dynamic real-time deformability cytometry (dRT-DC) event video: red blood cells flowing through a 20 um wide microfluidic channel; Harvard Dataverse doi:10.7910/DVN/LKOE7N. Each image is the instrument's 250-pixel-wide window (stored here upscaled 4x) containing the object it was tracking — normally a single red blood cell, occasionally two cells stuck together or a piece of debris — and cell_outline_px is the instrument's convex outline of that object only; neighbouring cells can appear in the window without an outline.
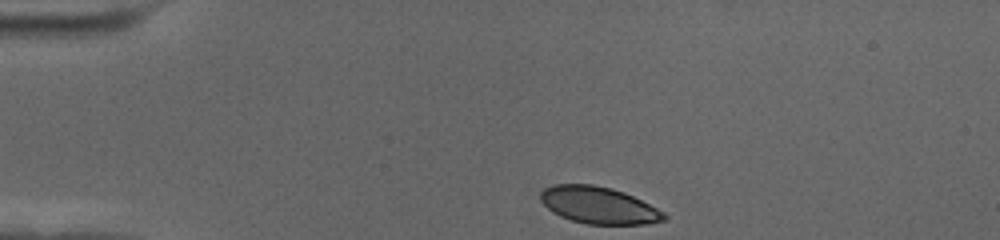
{"species": "human", "species_latin": "Homo sapiens", "temperature_condition": "cold", "stored_images_in_passage": 37, "camera_frame_rate_fps": 3000, "um_per_image_px": 0.085, "donor": {"sex": "female"}, "frame": {"image": 1, "passage_image": 1, "time_ms": 0.0, "image_size_px": [1000, 240], "cell_outline_px": [[668, 220], [644, 224], [588, 224], [572, 220], [560, 216], [552, 212], [540, 200], [540, 192], [544, 188], [556, 184], [592, 184], [612, 188], [624, 192], [664, 212], [668, 216]], "centroid_in_image_um": [50.88, 17.44], "position_along_channel_um": 34.1, "area_um2": 26.53}}
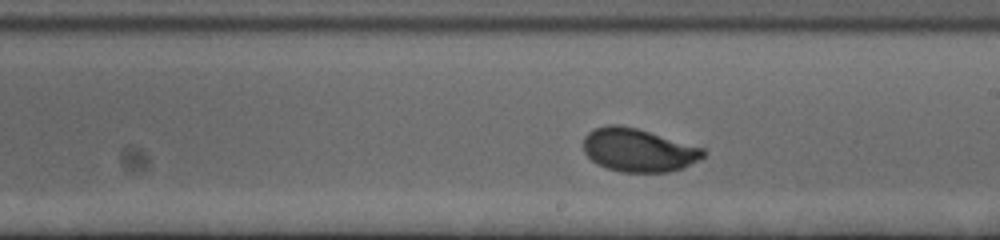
{"frame": {"image": 2, "passage_image": 22, "time_ms": 7.0, "image_size_px": [1000, 240], "cell_outline_px": [[708, 152], [700, 160], [684, 168], [668, 172], [620, 172], [596, 164], [584, 152], [584, 136], [592, 128], [608, 124], [620, 124], [636, 128], [704, 148]], "centroid_in_image_um": [54.27, 12.76], "position_along_channel_um": 234.7, "area_um2": 30.46}}
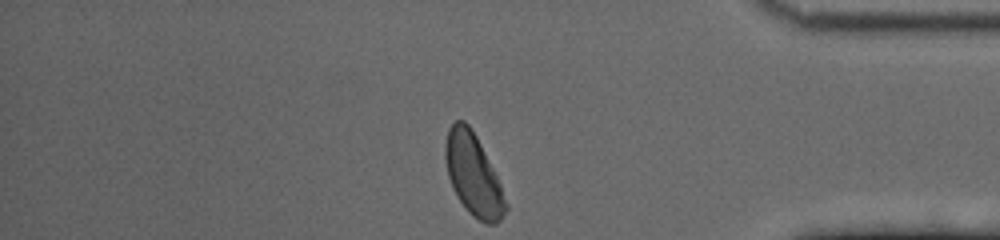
{"frame": {"image": 3, "passage_image": 37, "time_ms": 12.0, "image_size_px": [1000, 240], "cell_outline_px": [[508, 208], [500, 220], [496, 224], [488, 224], [472, 216], [468, 212], [456, 196], [452, 188], [448, 176], [444, 160], [444, 144], [448, 128], [456, 120], [464, 120], [468, 124], [476, 136], [500, 184], [508, 204]], "centroid_in_image_um": [40.2, 14.86], "position_along_channel_um": 395.0, "area_um2": 28.67}, "authors_computed_cell_mechanics": {"area_um2": 29.5936, "velocity_mm_per_s": 3.642, "shape_relaxation_time_tau1_ms": 3.0622, "shape_relaxation_time_tau2_ms": null, "deformation_change_tau1": 0.1395, "deformation_change_tau2": null}}